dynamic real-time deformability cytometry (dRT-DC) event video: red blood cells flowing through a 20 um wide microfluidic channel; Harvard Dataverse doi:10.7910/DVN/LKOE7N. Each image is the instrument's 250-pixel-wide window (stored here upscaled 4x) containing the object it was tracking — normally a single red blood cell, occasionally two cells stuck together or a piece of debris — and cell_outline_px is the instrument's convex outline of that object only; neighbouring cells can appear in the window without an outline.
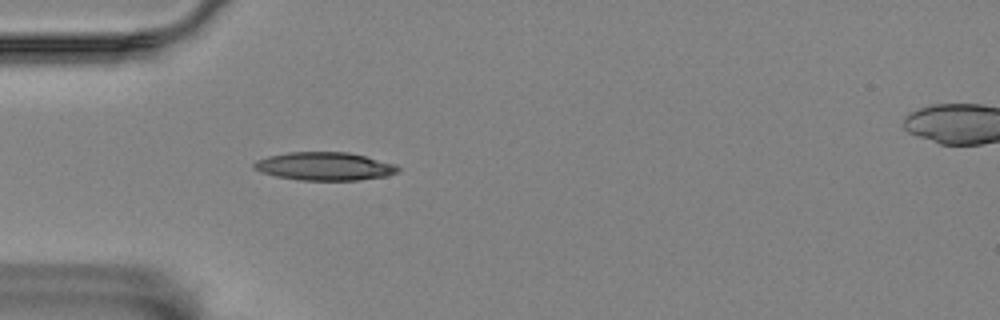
{"species": "Egyptian fruit bat (a non-hibernating species)", "species_latin": "Rousettus aegyptiacus", "temperature_condition": "room temperature", "stored_images_in_passage": 3, "camera_frame_rate_fps": 3000, "um_per_image_px": 0.085, "animal": {"sex": "female"}, "frame": {"image": 1, "passage_image": 3, "time_ms": 2.333, "image_size_px": [1000, 320], "cell_outline_px": [[400, 172], [388, 176], [360, 180], [300, 180], [276, 176], [260, 172], [252, 168], [252, 164], [256, 160], [268, 156], [288, 152], [348, 152], [396, 164], [400, 168]], "centroid_in_image_um": [27.59, 14.14], "position_along_channel_um": 57.4, "area_um2": 23.81}}